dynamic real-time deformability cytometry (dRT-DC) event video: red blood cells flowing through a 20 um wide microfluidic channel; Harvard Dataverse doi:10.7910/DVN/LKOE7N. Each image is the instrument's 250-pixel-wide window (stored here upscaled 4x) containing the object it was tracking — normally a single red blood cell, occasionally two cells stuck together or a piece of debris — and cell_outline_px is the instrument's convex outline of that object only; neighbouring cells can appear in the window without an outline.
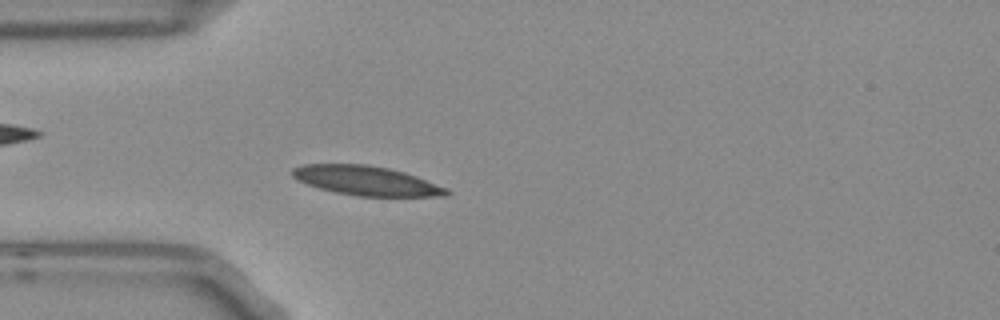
{"species": "Egyptian fruit bat (a non-hibernating species)", "species_latin": "Rousettus aegyptiacus", "temperature_condition": "room temperature", "stored_images_in_passage": 53, "camera_frame_rate_fps": 3000, "um_per_image_px": 0.085, "frame": {"image": 1, "passage_image": 14, "time_ms": 4.333, "image_size_px": [1000, 320], "cell_outline_px": [[452, 192], [448, 196], [356, 196], [336, 192], [320, 188], [296, 180], [292, 176], [292, 168], [304, 164], [364, 164], [388, 168], [404, 172], [416, 176], [448, 188]], "centroid_in_image_um": [31.15, 15.36], "position_along_channel_um": 53.8, "area_um2": 26.36}}
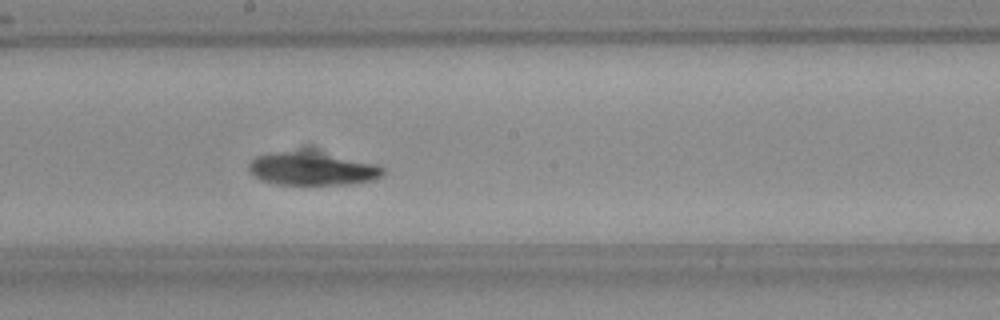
{"frame": {"image": 2, "passage_image": 28, "time_ms": 9.0, "image_size_px": [1000, 320], "cell_outline_px": [[384, 176], [372, 180], [352, 184], [316, 188], [272, 184], [260, 180], [248, 168], [248, 164], [256, 156], [272, 152], [300, 152], [376, 164], [384, 168]], "centroid_in_image_um": [26.5, 14.45], "position_along_channel_um": 221.7, "area_um2": 25.95}}
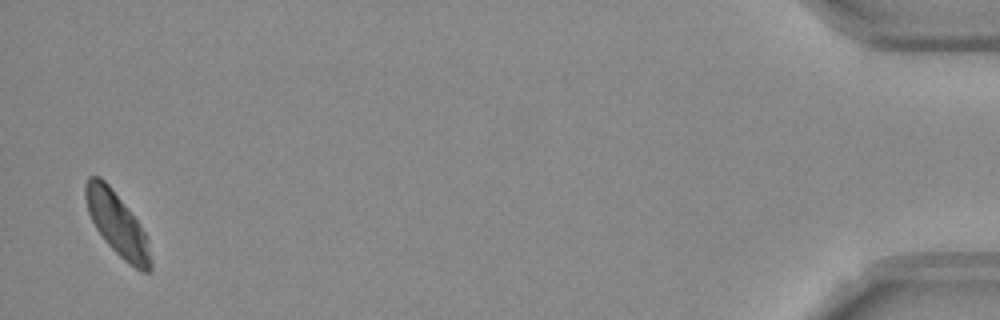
{"frame": {"image": 3, "passage_image": 52, "time_ms": 17.0, "image_size_px": [1000, 320], "cell_outline_px": [[152, 272], [140, 272], [128, 264], [104, 240], [96, 228], [88, 212], [84, 196], [84, 184], [88, 176], [100, 176], [108, 184], [136, 220], [148, 236], [152, 260]], "centroid_in_image_um": [9.97, 19.08], "position_along_channel_um": 425.2, "area_um2": 23.99}, "authors_computed_cell_mechanics": {"area_um2": 25.2008, "velocity_mm_per_s": 3.7075, "shape_relaxation_time_tau1_ms": 4.911, "shape_relaxation_time_tau2_ms": 2.4108, "deformation_change_tau1": 0.1378, "deformation_change_tau2": 0.0693}}